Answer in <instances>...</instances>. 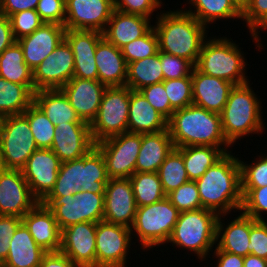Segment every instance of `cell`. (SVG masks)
<instances>
[{"label":"cell","mask_w":267,"mask_h":267,"mask_svg":"<svg viewBox=\"0 0 267 267\" xmlns=\"http://www.w3.org/2000/svg\"><path fill=\"white\" fill-rule=\"evenodd\" d=\"M243 267H267V260L253 254L244 257Z\"/></svg>","instance_id":"91938a15"},{"label":"cell","mask_w":267,"mask_h":267,"mask_svg":"<svg viewBox=\"0 0 267 267\" xmlns=\"http://www.w3.org/2000/svg\"><path fill=\"white\" fill-rule=\"evenodd\" d=\"M34 94L25 86L0 77V116L23 114L33 103Z\"/></svg>","instance_id":"8d00e7d4"},{"label":"cell","mask_w":267,"mask_h":267,"mask_svg":"<svg viewBox=\"0 0 267 267\" xmlns=\"http://www.w3.org/2000/svg\"><path fill=\"white\" fill-rule=\"evenodd\" d=\"M211 256L212 259L215 257L216 259V267H243L244 263V257L237 255V254H232L226 251H221L219 250L216 246L215 249L213 250ZM215 267V266H214Z\"/></svg>","instance_id":"9f6ffc18"},{"label":"cell","mask_w":267,"mask_h":267,"mask_svg":"<svg viewBox=\"0 0 267 267\" xmlns=\"http://www.w3.org/2000/svg\"><path fill=\"white\" fill-rule=\"evenodd\" d=\"M165 3L162 0H114V9L126 14L140 15L152 20Z\"/></svg>","instance_id":"681fc988"},{"label":"cell","mask_w":267,"mask_h":267,"mask_svg":"<svg viewBox=\"0 0 267 267\" xmlns=\"http://www.w3.org/2000/svg\"><path fill=\"white\" fill-rule=\"evenodd\" d=\"M153 25L159 51L189 60L196 65L204 41L210 32L206 26L182 9L160 11Z\"/></svg>","instance_id":"7a4b0ae2"},{"label":"cell","mask_w":267,"mask_h":267,"mask_svg":"<svg viewBox=\"0 0 267 267\" xmlns=\"http://www.w3.org/2000/svg\"><path fill=\"white\" fill-rule=\"evenodd\" d=\"M22 223V218L17 216L0 215V263H3L8 255L10 239Z\"/></svg>","instance_id":"db71d44e"},{"label":"cell","mask_w":267,"mask_h":267,"mask_svg":"<svg viewBox=\"0 0 267 267\" xmlns=\"http://www.w3.org/2000/svg\"><path fill=\"white\" fill-rule=\"evenodd\" d=\"M232 152L225 153L195 181L202 208L218 215L239 212L243 202L240 163Z\"/></svg>","instance_id":"6da1fadb"},{"label":"cell","mask_w":267,"mask_h":267,"mask_svg":"<svg viewBox=\"0 0 267 267\" xmlns=\"http://www.w3.org/2000/svg\"><path fill=\"white\" fill-rule=\"evenodd\" d=\"M95 60L102 84L107 87L126 85L127 63L120 48L103 37L97 44Z\"/></svg>","instance_id":"4316f807"},{"label":"cell","mask_w":267,"mask_h":267,"mask_svg":"<svg viewBox=\"0 0 267 267\" xmlns=\"http://www.w3.org/2000/svg\"><path fill=\"white\" fill-rule=\"evenodd\" d=\"M108 180L104 156L95 146L83 157L61 163L54 187L46 197H62L80 191L105 193Z\"/></svg>","instance_id":"5b68a950"},{"label":"cell","mask_w":267,"mask_h":267,"mask_svg":"<svg viewBox=\"0 0 267 267\" xmlns=\"http://www.w3.org/2000/svg\"><path fill=\"white\" fill-rule=\"evenodd\" d=\"M9 20L16 40L32 34L44 23L36 10L20 11L10 15Z\"/></svg>","instance_id":"bcb514c9"},{"label":"cell","mask_w":267,"mask_h":267,"mask_svg":"<svg viewBox=\"0 0 267 267\" xmlns=\"http://www.w3.org/2000/svg\"><path fill=\"white\" fill-rule=\"evenodd\" d=\"M104 193L80 191L62 197H45L41 203L53 213L60 230L80 222L103 220Z\"/></svg>","instance_id":"30bf717a"},{"label":"cell","mask_w":267,"mask_h":267,"mask_svg":"<svg viewBox=\"0 0 267 267\" xmlns=\"http://www.w3.org/2000/svg\"><path fill=\"white\" fill-rule=\"evenodd\" d=\"M179 212L202 208L198 187L195 181L182 184L166 196Z\"/></svg>","instance_id":"f6af8a7d"},{"label":"cell","mask_w":267,"mask_h":267,"mask_svg":"<svg viewBox=\"0 0 267 267\" xmlns=\"http://www.w3.org/2000/svg\"><path fill=\"white\" fill-rule=\"evenodd\" d=\"M266 30H267V19L250 35L253 38L252 42L255 43L256 50L258 49L259 52H261L260 49H264L262 48L264 46L262 42L264 41H261L262 37L260 36L261 35L260 31L266 32Z\"/></svg>","instance_id":"94428289"},{"label":"cell","mask_w":267,"mask_h":267,"mask_svg":"<svg viewBox=\"0 0 267 267\" xmlns=\"http://www.w3.org/2000/svg\"><path fill=\"white\" fill-rule=\"evenodd\" d=\"M51 149L38 148L22 169L32 195L41 202L53 189L61 165Z\"/></svg>","instance_id":"ac0fdd59"},{"label":"cell","mask_w":267,"mask_h":267,"mask_svg":"<svg viewBox=\"0 0 267 267\" xmlns=\"http://www.w3.org/2000/svg\"><path fill=\"white\" fill-rule=\"evenodd\" d=\"M158 175L166 196L190 181L185 170L182 151L179 148L174 147L167 155L158 170Z\"/></svg>","instance_id":"f35d334b"},{"label":"cell","mask_w":267,"mask_h":267,"mask_svg":"<svg viewBox=\"0 0 267 267\" xmlns=\"http://www.w3.org/2000/svg\"><path fill=\"white\" fill-rule=\"evenodd\" d=\"M267 19V0H249L248 5L242 11L243 23L249 34L253 33Z\"/></svg>","instance_id":"f5cc1de1"},{"label":"cell","mask_w":267,"mask_h":267,"mask_svg":"<svg viewBox=\"0 0 267 267\" xmlns=\"http://www.w3.org/2000/svg\"><path fill=\"white\" fill-rule=\"evenodd\" d=\"M39 0H0V12L9 17L26 10H36Z\"/></svg>","instance_id":"11a10c76"},{"label":"cell","mask_w":267,"mask_h":267,"mask_svg":"<svg viewBox=\"0 0 267 267\" xmlns=\"http://www.w3.org/2000/svg\"><path fill=\"white\" fill-rule=\"evenodd\" d=\"M158 50V36L153 26L143 36L121 48L127 64L153 56Z\"/></svg>","instance_id":"60d3db41"},{"label":"cell","mask_w":267,"mask_h":267,"mask_svg":"<svg viewBox=\"0 0 267 267\" xmlns=\"http://www.w3.org/2000/svg\"><path fill=\"white\" fill-rule=\"evenodd\" d=\"M39 267H78L68 256L64 253L47 252L39 265Z\"/></svg>","instance_id":"6f0895ef"},{"label":"cell","mask_w":267,"mask_h":267,"mask_svg":"<svg viewBox=\"0 0 267 267\" xmlns=\"http://www.w3.org/2000/svg\"><path fill=\"white\" fill-rule=\"evenodd\" d=\"M168 131L175 148L187 146H213L224 153L230 152L220 114L207 111L196 105L175 110L168 120Z\"/></svg>","instance_id":"3957f363"},{"label":"cell","mask_w":267,"mask_h":267,"mask_svg":"<svg viewBox=\"0 0 267 267\" xmlns=\"http://www.w3.org/2000/svg\"><path fill=\"white\" fill-rule=\"evenodd\" d=\"M130 228L106 222H97L96 267H126L133 242Z\"/></svg>","instance_id":"4fadbf2b"},{"label":"cell","mask_w":267,"mask_h":267,"mask_svg":"<svg viewBox=\"0 0 267 267\" xmlns=\"http://www.w3.org/2000/svg\"><path fill=\"white\" fill-rule=\"evenodd\" d=\"M129 179L137 207L159 202L166 197L158 172H137Z\"/></svg>","instance_id":"74e56055"},{"label":"cell","mask_w":267,"mask_h":267,"mask_svg":"<svg viewBox=\"0 0 267 267\" xmlns=\"http://www.w3.org/2000/svg\"><path fill=\"white\" fill-rule=\"evenodd\" d=\"M2 117L0 116V127H1Z\"/></svg>","instance_id":"e7e4bbea"},{"label":"cell","mask_w":267,"mask_h":267,"mask_svg":"<svg viewBox=\"0 0 267 267\" xmlns=\"http://www.w3.org/2000/svg\"><path fill=\"white\" fill-rule=\"evenodd\" d=\"M241 12L248 5L249 0H230Z\"/></svg>","instance_id":"6125c7cd"},{"label":"cell","mask_w":267,"mask_h":267,"mask_svg":"<svg viewBox=\"0 0 267 267\" xmlns=\"http://www.w3.org/2000/svg\"><path fill=\"white\" fill-rule=\"evenodd\" d=\"M249 254L267 260V218L256 221L250 217Z\"/></svg>","instance_id":"f907efd6"},{"label":"cell","mask_w":267,"mask_h":267,"mask_svg":"<svg viewBox=\"0 0 267 267\" xmlns=\"http://www.w3.org/2000/svg\"><path fill=\"white\" fill-rule=\"evenodd\" d=\"M74 74V55L63 39L34 70V92L42 89H61Z\"/></svg>","instance_id":"5bb4252c"},{"label":"cell","mask_w":267,"mask_h":267,"mask_svg":"<svg viewBox=\"0 0 267 267\" xmlns=\"http://www.w3.org/2000/svg\"><path fill=\"white\" fill-rule=\"evenodd\" d=\"M0 77L25 85L34 94L33 71L25 63L22 47L17 41L0 54Z\"/></svg>","instance_id":"836d02e7"},{"label":"cell","mask_w":267,"mask_h":267,"mask_svg":"<svg viewBox=\"0 0 267 267\" xmlns=\"http://www.w3.org/2000/svg\"><path fill=\"white\" fill-rule=\"evenodd\" d=\"M5 165L3 162V156H2V152H1V148H0V171L5 170Z\"/></svg>","instance_id":"be15d7a7"},{"label":"cell","mask_w":267,"mask_h":267,"mask_svg":"<svg viewBox=\"0 0 267 267\" xmlns=\"http://www.w3.org/2000/svg\"><path fill=\"white\" fill-rule=\"evenodd\" d=\"M28 119L29 126L38 148L51 149L55 136V127L43 111L33 102L23 113Z\"/></svg>","instance_id":"ab89813d"},{"label":"cell","mask_w":267,"mask_h":267,"mask_svg":"<svg viewBox=\"0 0 267 267\" xmlns=\"http://www.w3.org/2000/svg\"><path fill=\"white\" fill-rule=\"evenodd\" d=\"M38 202L32 195L22 170L0 171V215L22 218Z\"/></svg>","instance_id":"2e32d148"},{"label":"cell","mask_w":267,"mask_h":267,"mask_svg":"<svg viewBox=\"0 0 267 267\" xmlns=\"http://www.w3.org/2000/svg\"><path fill=\"white\" fill-rule=\"evenodd\" d=\"M139 92L157 112L167 120L171 118L175 110L170 105L163 82L144 87Z\"/></svg>","instance_id":"c3c4849f"},{"label":"cell","mask_w":267,"mask_h":267,"mask_svg":"<svg viewBox=\"0 0 267 267\" xmlns=\"http://www.w3.org/2000/svg\"><path fill=\"white\" fill-rule=\"evenodd\" d=\"M142 143V134L125 132L95 144L106 162L109 179L130 178Z\"/></svg>","instance_id":"7c38bea8"},{"label":"cell","mask_w":267,"mask_h":267,"mask_svg":"<svg viewBox=\"0 0 267 267\" xmlns=\"http://www.w3.org/2000/svg\"><path fill=\"white\" fill-rule=\"evenodd\" d=\"M168 129V120L157 112L139 91H131L128 132L137 134L157 133Z\"/></svg>","instance_id":"f1b7e54d"},{"label":"cell","mask_w":267,"mask_h":267,"mask_svg":"<svg viewBox=\"0 0 267 267\" xmlns=\"http://www.w3.org/2000/svg\"><path fill=\"white\" fill-rule=\"evenodd\" d=\"M153 20L140 15L126 14L114 10L103 37L117 48L143 36L152 26Z\"/></svg>","instance_id":"83f0119b"},{"label":"cell","mask_w":267,"mask_h":267,"mask_svg":"<svg viewBox=\"0 0 267 267\" xmlns=\"http://www.w3.org/2000/svg\"><path fill=\"white\" fill-rule=\"evenodd\" d=\"M164 81L160 51L150 57L127 64L126 86L133 91Z\"/></svg>","instance_id":"e575fe53"},{"label":"cell","mask_w":267,"mask_h":267,"mask_svg":"<svg viewBox=\"0 0 267 267\" xmlns=\"http://www.w3.org/2000/svg\"><path fill=\"white\" fill-rule=\"evenodd\" d=\"M192 104L220 114L235 84L200 72L196 67L192 74Z\"/></svg>","instance_id":"603a6c76"},{"label":"cell","mask_w":267,"mask_h":267,"mask_svg":"<svg viewBox=\"0 0 267 267\" xmlns=\"http://www.w3.org/2000/svg\"><path fill=\"white\" fill-rule=\"evenodd\" d=\"M164 88L174 110L192 105L193 88L191 77L164 80Z\"/></svg>","instance_id":"ee69618b"},{"label":"cell","mask_w":267,"mask_h":267,"mask_svg":"<svg viewBox=\"0 0 267 267\" xmlns=\"http://www.w3.org/2000/svg\"><path fill=\"white\" fill-rule=\"evenodd\" d=\"M131 89L125 86L106 87L95 119L90 124L94 143L128 132Z\"/></svg>","instance_id":"9c48e42d"},{"label":"cell","mask_w":267,"mask_h":267,"mask_svg":"<svg viewBox=\"0 0 267 267\" xmlns=\"http://www.w3.org/2000/svg\"><path fill=\"white\" fill-rule=\"evenodd\" d=\"M16 41L9 17L0 12V54Z\"/></svg>","instance_id":"680465c9"},{"label":"cell","mask_w":267,"mask_h":267,"mask_svg":"<svg viewBox=\"0 0 267 267\" xmlns=\"http://www.w3.org/2000/svg\"><path fill=\"white\" fill-rule=\"evenodd\" d=\"M106 87L99 80L73 77L61 90L79 118L91 124L97 115Z\"/></svg>","instance_id":"7402d4cb"},{"label":"cell","mask_w":267,"mask_h":267,"mask_svg":"<svg viewBox=\"0 0 267 267\" xmlns=\"http://www.w3.org/2000/svg\"><path fill=\"white\" fill-rule=\"evenodd\" d=\"M185 170L190 181L198 180L207 169L216 163L225 153L213 146L180 147Z\"/></svg>","instance_id":"d590c367"},{"label":"cell","mask_w":267,"mask_h":267,"mask_svg":"<svg viewBox=\"0 0 267 267\" xmlns=\"http://www.w3.org/2000/svg\"><path fill=\"white\" fill-rule=\"evenodd\" d=\"M214 211L200 208L180 212L167 244L194 253L201 262L211 258L216 246L217 220ZM207 257V258H206Z\"/></svg>","instance_id":"8992f818"},{"label":"cell","mask_w":267,"mask_h":267,"mask_svg":"<svg viewBox=\"0 0 267 267\" xmlns=\"http://www.w3.org/2000/svg\"><path fill=\"white\" fill-rule=\"evenodd\" d=\"M97 223L80 222L61 230L60 252L78 267H96Z\"/></svg>","instance_id":"e0dca14e"},{"label":"cell","mask_w":267,"mask_h":267,"mask_svg":"<svg viewBox=\"0 0 267 267\" xmlns=\"http://www.w3.org/2000/svg\"><path fill=\"white\" fill-rule=\"evenodd\" d=\"M104 199L103 220L130 228L137 210L130 179H109Z\"/></svg>","instance_id":"d6986e66"},{"label":"cell","mask_w":267,"mask_h":267,"mask_svg":"<svg viewBox=\"0 0 267 267\" xmlns=\"http://www.w3.org/2000/svg\"><path fill=\"white\" fill-rule=\"evenodd\" d=\"M252 162L248 163L241 158L240 171H241V188H259L267 186V154L264 156L258 154Z\"/></svg>","instance_id":"b9f144b4"},{"label":"cell","mask_w":267,"mask_h":267,"mask_svg":"<svg viewBox=\"0 0 267 267\" xmlns=\"http://www.w3.org/2000/svg\"><path fill=\"white\" fill-rule=\"evenodd\" d=\"M114 10V0H65L64 27L103 33Z\"/></svg>","instance_id":"9a60e30c"},{"label":"cell","mask_w":267,"mask_h":267,"mask_svg":"<svg viewBox=\"0 0 267 267\" xmlns=\"http://www.w3.org/2000/svg\"><path fill=\"white\" fill-rule=\"evenodd\" d=\"M190 7L181 8L209 29L216 21L242 20V12L230 0H186ZM193 8V9H192Z\"/></svg>","instance_id":"d6a6232c"},{"label":"cell","mask_w":267,"mask_h":267,"mask_svg":"<svg viewBox=\"0 0 267 267\" xmlns=\"http://www.w3.org/2000/svg\"><path fill=\"white\" fill-rule=\"evenodd\" d=\"M174 149L168 129L142 134V143L135 164L137 172H158L167 155Z\"/></svg>","instance_id":"f546056e"},{"label":"cell","mask_w":267,"mask_h":267,"mask_svg":"<svg viewBox=\"0 0 267 267\" xmlns=\"http://www.w3.org/2000/svg\"><path fill=\"white\" fill-rule=\"evenodd\" d=\"M232 221L224 222L227 215H219L217 220L216 247L240 256L249 254L250 217L241 211ZM226 223V225L224 224ZM228 224V225H227Z\"/></svg>","instance_id":"484cf974"},{"label":"cell","mask_w":267,"mask_h":267,"mask_svg":"<svg viewBox=\"0 0 267 267\" xmlns=\"http://www.w3.org/2000/svg\"><path fill=\"white\" fill-rule=\"evenodd\" d=\"M0 148L5 168L13 170H22L38 149L29 121L23 114L2 118Z\"/></svg>","instance_id":"8fae6325"},{"label":"cell","mask_w":267,"mask_h":267,"mask_svg":"<svg viewBox=\"0 0 267 267\" xmlns=\"http://www.w3.org/2000/svg\"><path fill=\"white\" fill-rule=\"evenodd\" d=\"M47 252L37 245L22 222L10 239L9 252L4 267H39Z\"/></svg>","instance_id":"4dcf8cb0"},{"label":"cell","mask_w":267,"mask_h":267,"mask_svg":"<svg viewBox=\"0 0 267 267\" xmlns=\"http://www.w3.org/2000/svg\"><path fill=\"white\" fill-rule=\"evenodd\" d=\"M178 209L165 197L147 206L137 207L130 230L143 251L167 245L179 216Z\"/></svg>","instance_id":"ba28073f"},{"label":"cell","mask_w":267,"mask_h":267,"mask_svg":"<svg viewBox=\"0 0 267 267\" xmlns=\"http://www.w3.org/2000/svg\"><path fill=\"white\" fill-rule=\"evenodd\" d=\"M160 62L164 80L191 77L195 67L189 60L160 51Z\"/></svg>","instance_id":"7dc6e473"},{"label":"cell","mask_w":267,"mask_h":267,"mask_svg":"<svg viewBox=\"0 0 267 267\" xmlns=\"http://www.w3.org/2000/svg\"><path fill=\"white\" fill-rule=\"evenodd\" d=\"M241 191L243 202L240 211L256 221H265L267 217V186L241 188Z\"/></svg>","instance_id":"7bdbcfd3"},{"label":"cell","mask_w":267,"mask_h":267,"mask_svg":"<svg viewBox=\"0 0 267 267\" xmlns=\"http://www.w3.org/2000/svg\"><path fill=\"white\" fill-rule=\"evenodd\" d=\"M36 12L44 23L64 26L66 12L65 0H39Z\"/></svg>","instance_id":"816d5d0a"},{"label":"cell","mask_w":267,"mask_h":267,"mask_svg":"<svg viewBox=\"0 0 267 267\" xmlns=\"http://www.w3.org/2000/svg\"><path fill=\"white\" fill-rule=\"evenodd\" d=\"M22 222L28 228L35 243L46 252H57L61 247V230L52 211L38 202L23 217Z\"/></svg>","instance_id":"d4e9b609"},{"label":"cell","mask_w":267,"mask_h":267,"mask_svg":"<svg viewBox=\"0 0 267 267\" xmlns=\"http://www.w3.org/2000/svg\"><path fill=\"white\" fill-rule=\"evenodd\" d=\"M65 27L43 23L32 34L17 40L22 47L25 63L33 71L64 39Z\"/></svg>","instance_id":"cb8c5ba5"},{"label":"cell","mask_w":267,"mask_h":267,"mask_svg":"<svg viewBox=\"0 0 267 267\" xmlns=\"http://www.w3.org/2000/svg\"><path fill=\"white\" fill-rule=\"evenodd\" d=\"M103 33L98 31L66 29L64 39L74 55L73 77L98 80L95 52Z\"/></svg>","instance_id":"44dd1931"},{"label":"cell","mask_w":267,"mask_h":267,"mask_svg":"<svg viewBox=\"0 0 267 267\" xmlns=\"http://www.w3.org/2000/svg\"><path fill=\"white\" fill-rule=\"evenodd\" d=\"M250 84L249 81L235 85L220 113L223 134L232 147L238 143L237 140L241 141L245 136L263 134L266 127L262 116L261 98L256 95L258 92H254Z\"/></svg>","instance_id":"277c9868"},{"label":"cell","mask_w":267,"mask_h":267,"mask_svg":"<svg viewBox=\"0 0 267 267\" xmlns=\"http://www.w3.org/2000/svg\"><path fill=\"white\" fill-rule=\"evenodd\" d=\"M208 37L201 48L195 67L202 73L214 76L235 85L249 82L247 59L242 47L226 36Z\"/></svg>","instance_id":"52a82bcc"},{"label":"cell","mask_w":267,"mask_h":267,"mask_svg":"<svg viewBox=\"0 0 267 267\" xmlns=\"http://www.w3.org/2000/svg\"><path fill=\"white\" fill-rule=\"evenodd\" d=\"M33 102L54 126L82 121L61 89H42L34 92Z\"/></svg>","instance_id":"1f68e13d"},{"label":"cell","mask_w":267,"mask_h":267,"mask_svg":"<svg viewBox=\"0 0 267 267\" xmlns=\"http://www.w3.org/2000/svg\"><path fill=\"white\" fill-rule=\"evenodd\" d=\"M94 147L90 124L66 123L55 127L51 150L61 162L79 159Z\"/></svg>","instance_id":"ffe728a7"}]
</instances>
